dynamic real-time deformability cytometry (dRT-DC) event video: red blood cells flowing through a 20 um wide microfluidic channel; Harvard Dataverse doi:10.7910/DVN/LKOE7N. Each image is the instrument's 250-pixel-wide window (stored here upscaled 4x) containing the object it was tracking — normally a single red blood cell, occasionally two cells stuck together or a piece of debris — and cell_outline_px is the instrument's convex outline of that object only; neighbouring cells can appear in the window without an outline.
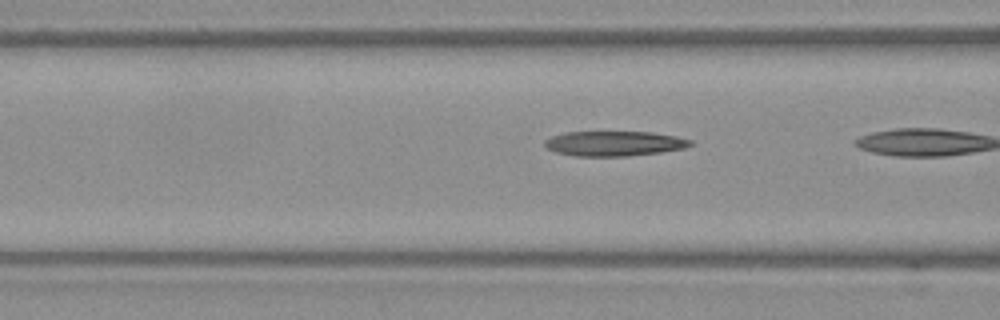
{"species": "Egyptian fruit bat (a non-hibernating species)", "species_latin": "Rousettus aegyptiacus", "temperature_condition": "warm", "stored_images_in_passage": 8, "camera_frame_rate_fps": 3000, "um_per_image_px": 0.085, "frame": {"image": 1, "passage_image": 7, "time_ms": 2.0, "image_size_px": [1000, 320], "cell_outline_px": [[692, 144], [684, 148], [660, 152], [628, 156], [576, 156], [556, 152], [548, 148], [544, 144], [544, 140], [552, 136], [564, 132], [652, 132], [676, 136], [692, 140]], "centroid_in_image_um": [52.2, 12.19], "position_along_channel_um": 114.4, "area_um2": 21.1}}